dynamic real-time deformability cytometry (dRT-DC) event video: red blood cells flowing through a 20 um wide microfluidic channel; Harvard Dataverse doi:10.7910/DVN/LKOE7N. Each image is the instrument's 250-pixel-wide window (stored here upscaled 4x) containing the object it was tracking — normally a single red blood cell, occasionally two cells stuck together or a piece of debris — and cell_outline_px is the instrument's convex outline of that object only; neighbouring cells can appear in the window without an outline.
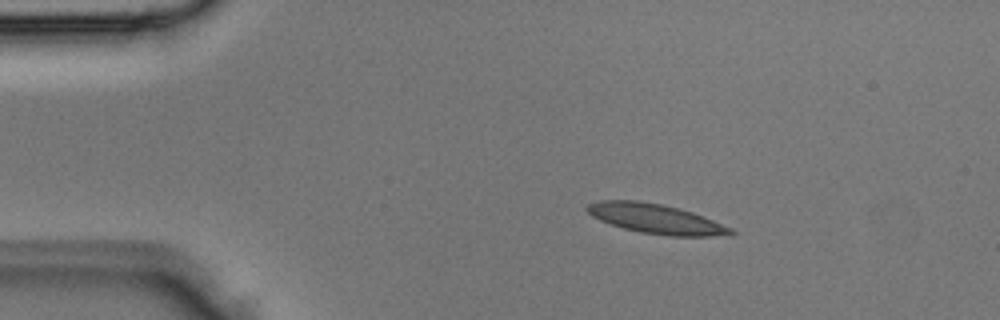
{"species": "Egyptian fruit bat (a non-hibernating species)", "species_latin": "Rousettus aegyptiacus", "temperature_condition": "room temperature", "stored_images_in_passage": 2, "camera_frame_rate_fps": 3000, "um_per_image_px": 0.085, "animal": {"sex": "male"}, "frame": {"image": 1, "passage_image": 1, "time_ms": 0.0, "image_size_px": [1000, 320], "cell_outline_px": [[736, 232], [712, 236], [672, 236], [640, 232], [624, 228], [600, 220], [592, 216], [584, 208], [588, 204], [600, 200], [640, 200], [660, 204], [692, 212], [732, 228]], "centroid_in_image_um": [55.69, 18.58], "position_along_channel_um": 29.3, "area_um2": 24.39}}